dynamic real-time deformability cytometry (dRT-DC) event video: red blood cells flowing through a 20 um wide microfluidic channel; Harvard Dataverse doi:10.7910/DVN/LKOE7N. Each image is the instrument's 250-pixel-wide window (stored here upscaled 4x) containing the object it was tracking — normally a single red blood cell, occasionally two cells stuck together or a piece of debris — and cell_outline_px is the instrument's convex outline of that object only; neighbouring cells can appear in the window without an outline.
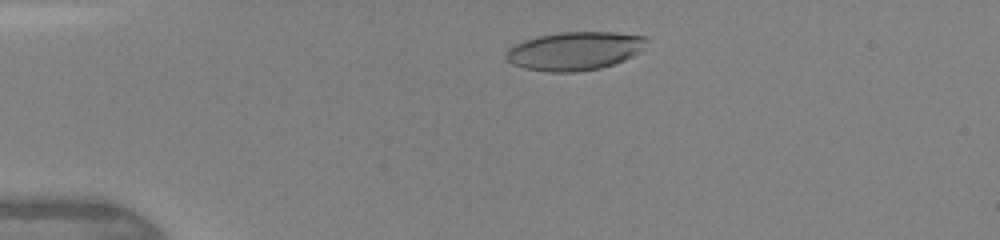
{"species": "human", "species_latin": "Homo sapiens", "temperature_condition": "warm", "stored_images_in_passage": 43, "camera_frame_rate_fps": 3000, "um_per_image_px": 0.085, "donor": {"sex": "female"}, "frame": {"image": 1, "passage_image": 7, "time_ms": 2.0, "image_size_px": [1000, 240], "cell_outline_px": [[648, 40], [640, 52], [624, 60], [600, 68], [572, 72], [548, 72], [524, 68], [512, 64], [504, 56], [508, 48], [524, 40], [536, 36], [560, 32], [616, 32], [648, 36]], "centroid_in_image_um": [48.85, 4.32], "position_along_channel_um": 36.1, "area_um2": 31.62}}
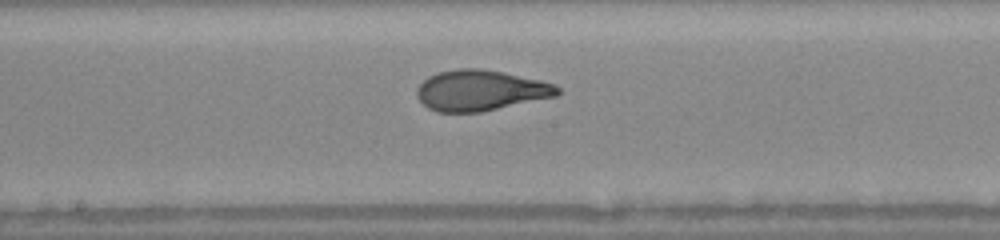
{"frame": {"image": 2, "passage_image": 22, "time_ms": 7.0, "image_size_px": [1000, 240], "cell_outline_px": [[560, 92], [556, 96], [480, 112], [436, 112], [428, 108], [416, 96], [416, 88], [428, 76], [436, 72], [456, 68], [480, 68], [504, 72], [540, 80], [556, 84], [560, 88]], "centroid_in_image_um": [40.82, 7.67], "position_along_channel_um": 207.4, "area_um2": 33.47}}
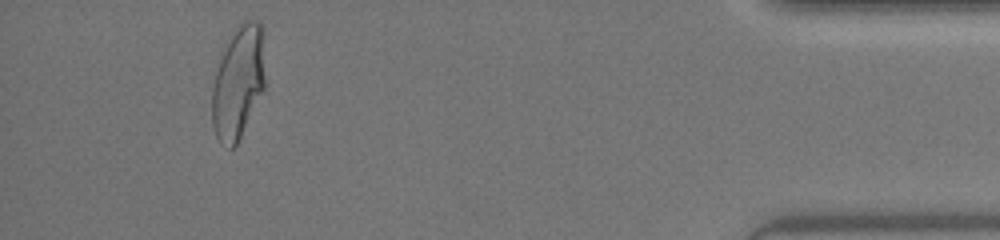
{"frame": {"image": 3, "passage_image": 40, "time_ms": 13.0, "image_size_px": [1000, 240], "cell_outline_px": [[264, 92], [236, 144], [232, 148], [228, 148], [220, 144], [216, 136], [212, 124], [212, 88], [216, 72], [220, 60], [232, 28], [244, 20], [256, 20], [260, 24], [264, 76]], "centroid_in_image_um": [20.22, 7.03], "position_along_channel_um": 415.0, "area_um2": 34.68}, "authors_computed_cell_mechanics": {"area_um2": 33.1194, "velocity_mm_per_s": 4.382, "shape_relaxation_time_tau1_ms": 4.5258, "shape_relaxation_time_tau2_ms": null, "deformation_change_tau1": 0.2325, "deformation_change_tau2": null}}